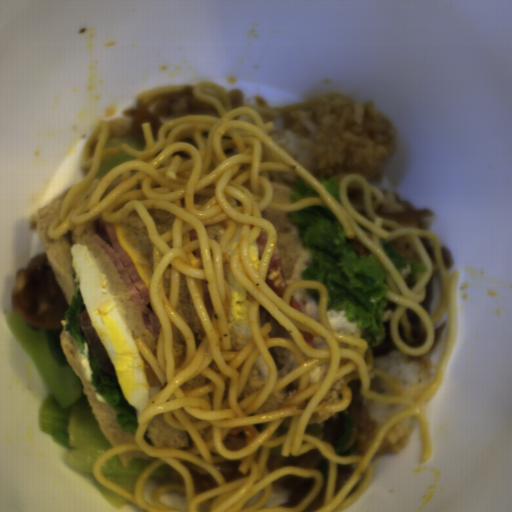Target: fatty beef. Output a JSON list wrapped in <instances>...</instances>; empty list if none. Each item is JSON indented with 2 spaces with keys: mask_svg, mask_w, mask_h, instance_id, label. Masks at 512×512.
<instances>
[{
  "mask_svg": "<svg viewBox=\"0 0 512 512\" xmlns=\"http://www.w3.org/2000/svg\"><path fill=\"white\" fill-rule=\"evenodd\" d=\"M227 93H228V95L230 97V101H231L230 110L234 109V108L242 107L243 104H245V93L242 90H239L236 88V89L230 90Z\"/></svg>",
  "mask_w": 512,
  "mask_h": 512,
  "instance_id": "9584ab52",
  "label": "fatty beef"
},
{
  "mask_svg": "<svg viewBox=\"0 0 512 512\" xmlns=\"http://www.w3.org/2000/svg\"><path fill=\"white\" fill-rule=\"evenodd\" d=\"M10 301L30 328L39 331L63 329L67 298L46 253L34 257L16 272Z\"/></svg>",
  "mask_w": 512,
  "mask_h": 512,
  "instance_id": "8fa450e3",
  "label": "fatty beef"
},
{
  "mask_svg": "<svg viewBox=\"0 0 512 512\" xmlns=\"http://www.w3.org/2000/svg\"><path fill=\"white\" fill-rule=\"evenodd\" d=\"M405 212H375L379 216L394 220L399 224L409 227L427 230L425 219L430 218L431 211L426 209L418 210L413 204L404 202Z\"/></svg>",
  "mask_w": 512,
  "mask_h": 512,
  "instance_id": "2513f850",
  "label": "fatty beef"
},
{
  "mask_svg": "<svg viewBox=\"0 0 512 512\" xmlns=\"http://www.w3.org/2000/svg\"><path fill=\"white\" fill-rule=\"evenodd\" d=\"M192 86L178 83L141 93L132 106L124 108L119 117L107 119L106 139L113 136H133L145 148L141 128L144 122H149L156 142L159 126L169 119L188 114L220 116L213 105L201 102L194 96Z\"/></svg>",
  "mask_w": 512,
  "mask_h": 512,
  "instance_id": "1bbc456c",
  "label": "fatty beef"
},
{
  "mask_svg": "<svg viewBox=\"0 0 512 512\" xmlns=\"http://www.w3.org/2000/svg\"><path fill=\"white\" fill-rule=\"evenodd\" d=\"M361 431H362V429H361L358 421L352 420L350 437H349L348 441L346 442V444L344 445V447L342 448L339 455H342L345 457L350 456V455H356L357 441L359 439Z\"/></svg>",
  "mask_w": 512,
  "mask_h": 512,
  "instance_id": "f438e4f6",
  "label": "fatty beef"
},
{
  "mask_svg": "<svg viewBox=\"0 0 512 512\" xmlns=\"http://www.w3.org/2000/svg\"><path fill=\"white\" fill-rule=\"evenodd\" d=\"M282 451V450H281ZM281 451L278 452H270L268 459V470L269 472L275 470L284 465H296L305 468L318 469L320 468L323 460V457L318 448L303 453L298 456H293L291 453L289 456H282Z\"/></svg>",
  "mask_w": 512,
  "mask_h": 512,
  "instance_id": "51303b74",
  "label": "fatty beef"
},
{
  "mask_svg": "<svg viewBox=\"0 0 512 512\" xmlns=\"http://www.w3.org/2000/svg\"><path fill=\"white\" fill-rule=\"evenodd\" d=\"M189 470V469H188ZM194 484L195 494L200 495L217 487H220L211 473H202L189 470Z\"/></svg>",
  "mask_w": 512,
  "mask_h": 512,
  "instance_id": "6575b59f",
  "label": "fatty beef"
},
{
  "mask_svg": "<svg viewBox=\"0 0 512 512\" xmlns=\"http://www.w3.org/2000/svg\"><path fill=\"white\" fill-rule=\"evenodd\" d=\"M328 474L324 478V486L320 492V494L316 497V499L303 511V512H312L317 511L323 506L324 498H325V492H326V486L328 481Z\"/></svg>",
  "mask_w": 512,
  "mask_h": 512,
  "instance_id": "90047fb2",
  "label": "fatty beef"
},
{
  "mask_svg": "<svg viewBox=\"0 0 512 512\" xmlns=\"http://www.w3.org/2000/svg\"><path fill=\"white\" fill-rule=\"evenodd\" d=\"M321 428L322 438L320 440L332 446L337 443L343 432V411L337 412L330 418L322 421Z\"/></svg>",
  "mask_w": 512,
  "mask_h": 512,
  "instance_id": "7934fd38",
  "label": "fatty beef"
},
{
  "mask_svg": "<svg viewBox=\"0 0 512 512\" xmlns=\"http://www.w3.org/2000/svg\"><path fill=\"white\" fill-rule=\"evenodd\" d=\"M315 482L314 477L303 478L291 474H285L275 480L272 482V487L280 489L284 495V500L277 506L295 507L307 497Z\"/></svg>",
  "mask_w": 512,
  "mask_h": 512,
  "instance_id": "5ad873be",
  "label": "fatty beef"
}]
</instances>
